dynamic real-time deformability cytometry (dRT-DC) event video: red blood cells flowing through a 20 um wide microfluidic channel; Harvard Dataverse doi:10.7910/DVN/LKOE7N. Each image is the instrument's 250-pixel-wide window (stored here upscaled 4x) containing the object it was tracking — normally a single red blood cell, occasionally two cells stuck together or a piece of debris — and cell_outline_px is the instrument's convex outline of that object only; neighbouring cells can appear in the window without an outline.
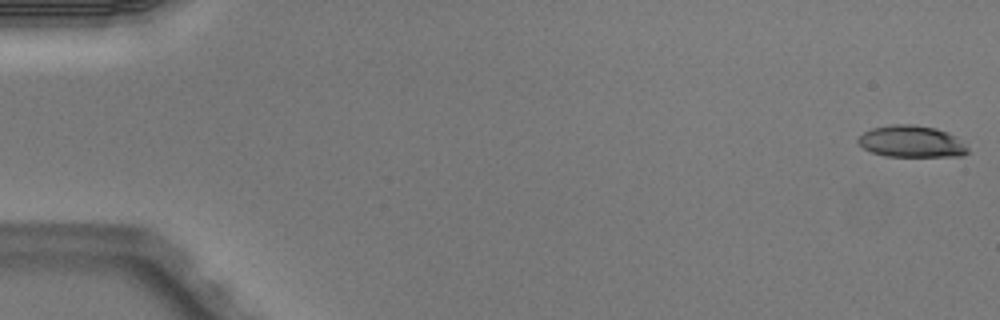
{"species": "Egyptian fruit bat (a non-hibernating species)", "species_latin": "Rousettus aegyptiacus", "temperature_condition": "warm", "stored_images_in_passage": 6, "camera_frame_rate_fps": 3000, "um_per_image_px": 0.085, "animal": {"sex": "male"}, "frame": {"image": 1, "passage_image": 1, "time_ms": 0.0, "image_size_px": [1000, 320], "cell_outline_px": [[968, 152], [964, 156], [884, 156], [872, 152], [864, 148], [856, 140], [864, 132], [872, 128], [892, 124], [912, 124], [936, 128], [948, 132], [956, 136], [968, 148]], "centroid_in_image_um": [77.49, 12.02], "position_along_channel_um": 7.5, "area_um2": 20.29}}
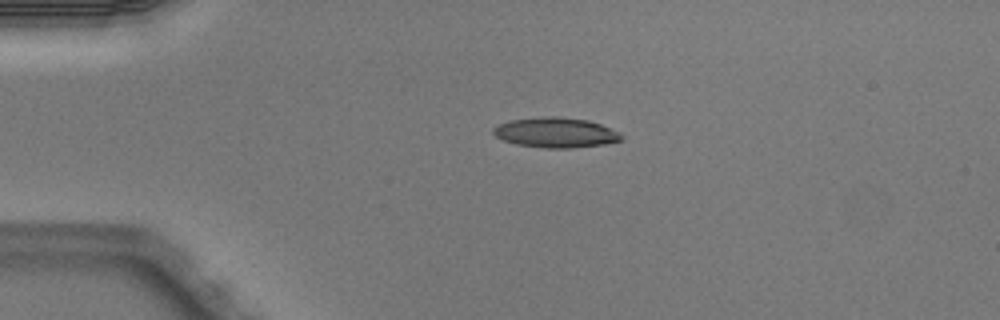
{"frame": {"image": 2, "passage_image": 4, "time_ms": 1.0, "image_size_px": [1000, 320], "cell_outline_px": [[624, 140], [604, 144], [572, 148], [544, 148], [516, 144], [504, 140], [496, 136], [492, 132], [492, 128], [508, 120], [540, 116], [560, 116], [588, 120], [600, 124], [620, 132], [624, 136]], "centroid_in_image_um": [47.25, 11.26], "position_along_channel_um": 37.7, "area_um2": 22.72}}